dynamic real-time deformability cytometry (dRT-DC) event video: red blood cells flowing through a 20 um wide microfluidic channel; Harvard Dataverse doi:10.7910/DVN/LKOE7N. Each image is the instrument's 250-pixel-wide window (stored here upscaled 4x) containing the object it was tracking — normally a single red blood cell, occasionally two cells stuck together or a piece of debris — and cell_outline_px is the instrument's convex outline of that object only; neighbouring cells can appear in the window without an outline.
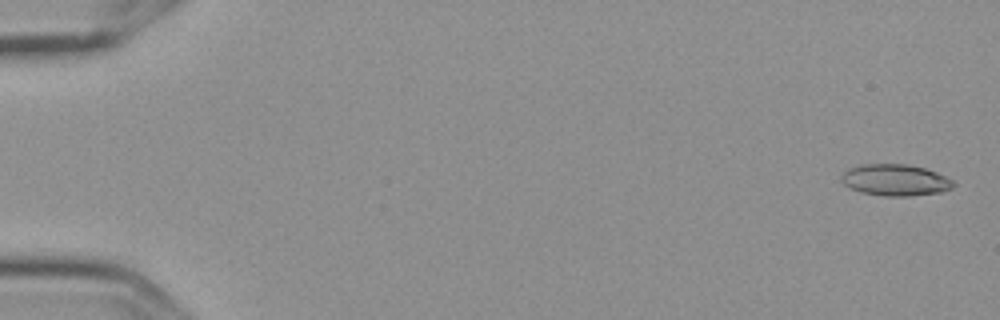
{"species": "Egyptian fruit bat (a non-hibernating species)", "species_latin": "Rousettus aegyptiacus", "temperature_condition": "cold", "stored_images_in_passage": 9, "camera_frame_rate_fps": 3000, "um_per_image_px": 0.085, "frame": {"image": 1, "passage_image": 1, "time_ms": 0.0, "image_size_px": [1000, 320], "cell_outline_px": [[956, 184], [952, 188], [944, 192], [912, 196], [884, 196], [860, 192], [844, 184], [840, 180], [840, 176], [848, 168], [860, 164], [908, 164], [924, 168], [936, 172], [952, 180]], "centroid_in_image_um": [76.1, 15.31], "position_along_channel_um": 8.9, "area_um2": 20.75}}
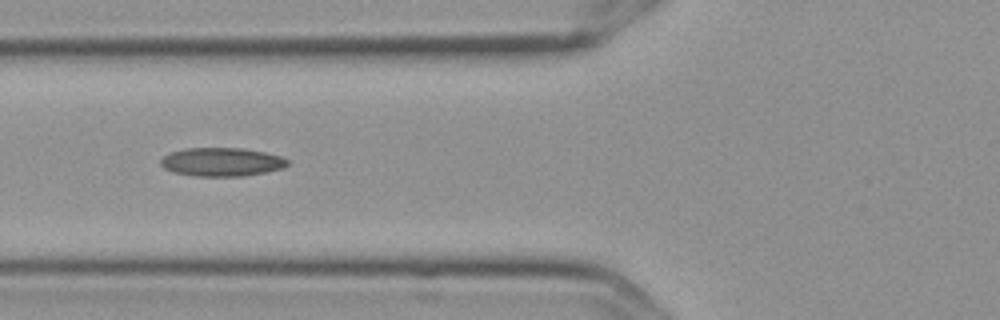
{"frame": {"image": 2, "passage_image": 7, "time_ms": 2.0, "image_size_px": [1000, 320], "cell_outline_px": [[288, 164], [284, 168], [244, 176], [196, 176], [172, 172], [164, 168], [160, 164], [160, 160], [164, 156], [172, 152], [184, 148], [244, 148], [264, 152], [280, 156], [288, 160]], "centroid_in_image_um": [18.83, 13.76], "position_along_channel_um": 107.0, "area_um2": 21.1}}
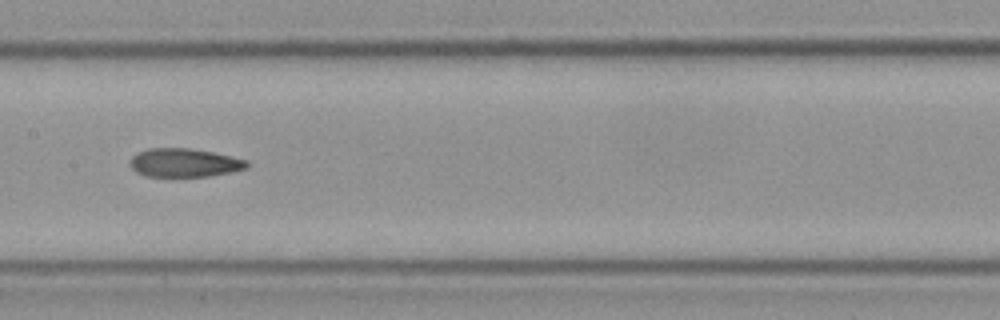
{"frame": {"image": 3, "passage_image": 9, "time_ms": 2.667, "image_size_px": [1000, 320], "cell_outline_px": [[248, 168], [208, 176], [148, 176], [136, 172], [132, 168], [128, 160], [136, 152], [148, 148], [188, 148], [212, 152], [248, 160]], "centroid_in_image_um": [15.63, 13.82], "position_along_channel_um": 191.8, "area_um2": 19.36}}